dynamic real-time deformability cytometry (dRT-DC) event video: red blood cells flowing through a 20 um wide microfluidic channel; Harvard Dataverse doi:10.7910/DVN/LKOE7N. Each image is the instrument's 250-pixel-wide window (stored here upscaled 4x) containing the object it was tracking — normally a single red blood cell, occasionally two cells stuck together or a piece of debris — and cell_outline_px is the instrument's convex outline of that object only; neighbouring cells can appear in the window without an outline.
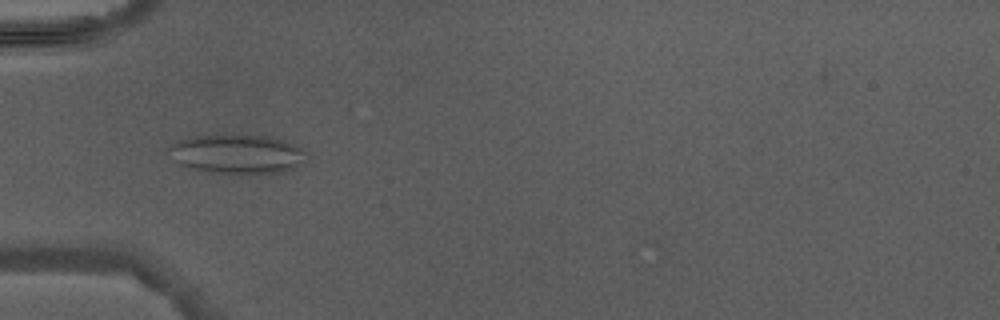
{"species": "Egyptian fruit bat (a non-hibernating species)", "species_latin": "Rousettus aegyptiacus", "temperature_condition": "warm", "stored_images_in_passage": 1, "camera_frame_rate_fps": 3000, "um_per_image_px": 0.085, "animal": {"sex": "male"}, "frame": {"image": 1, "passage_image": 1, "time_ms": 0.0, "image_size_px": [1000, 320], "cell_outline_px": [[304, 164], [296, 168], [284, 172], [264, 176], [244, 176], [208, 172], [192, 168], [180, 164], [168, 148], [172, 144], [180, 140], [192, 136], [264, 136], [284, 140], [300, 148], [304, 152]], "centroid_in_image_um": [20.24, 13.17], "position_along_channel_um": 64.8, "area_um2": 31.67}}